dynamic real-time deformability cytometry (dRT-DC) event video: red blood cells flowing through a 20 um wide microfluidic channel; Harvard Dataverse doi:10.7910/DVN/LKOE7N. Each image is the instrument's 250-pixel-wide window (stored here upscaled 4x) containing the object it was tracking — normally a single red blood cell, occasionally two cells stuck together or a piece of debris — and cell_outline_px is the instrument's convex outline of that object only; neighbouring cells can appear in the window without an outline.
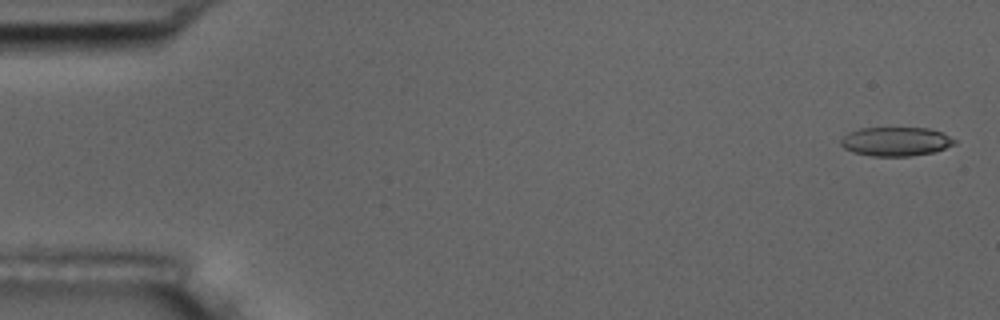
{"species": "common noctule bat (a hibernating species)", "species_latin": "Nyctalus noctula", "temperature_condition": "room temperature", "stored_images_in_passage": 4, "camera_frame_rate_fps": 3000, "um_per_image_px": 0.085, "animal": {"sex": "male", "body_mass_g": 17.5, "forearm_length_mm": 52.3}, "frame": {"image": 1, "passage_image": 1, "time_ms": 0.0, "image_size_px": [1000, 320], "cell_outline_px": [[956, 144], [932, 152], [912, 156], [872, 156], [852, 152], [844, 148], [840, 144], [840, 140], [848, 132], [860, 128], [928, 128], [940, 132], [956, 140]], "centroid_in_image_um": [76.11, 12.03], "position_along_channel_um": 8.9, "area_um2": 19.13}}